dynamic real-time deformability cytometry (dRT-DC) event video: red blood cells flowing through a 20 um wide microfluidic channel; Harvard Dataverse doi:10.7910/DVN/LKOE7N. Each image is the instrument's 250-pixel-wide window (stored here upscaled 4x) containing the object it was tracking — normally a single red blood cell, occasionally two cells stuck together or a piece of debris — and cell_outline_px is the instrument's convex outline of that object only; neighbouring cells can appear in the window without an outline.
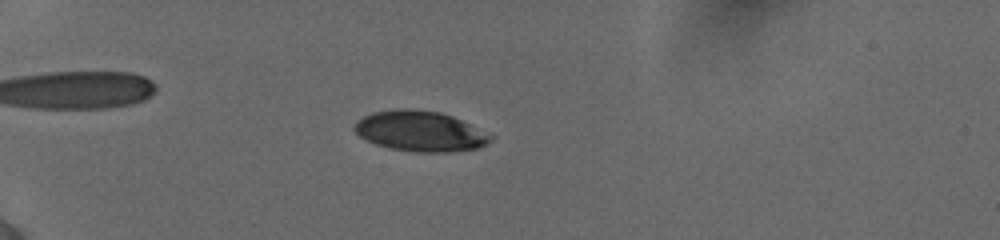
{"species": "human", "species_latin": "Homo sapiens", "temperature_condition": "cold", "stored_images_in_passage": 28, "camera_frame_rate_fps": 3000, "um_per_image_px": 0.085, "donor": {"sex": "female"}, "frame": {"image": 1, "passage_image": 16, "time_ms": 4.0, "image_size_px": [1000, 240], "cell_outline_px": [[496, 136], [488, 144], [480, 148], [448, 152], [416, 152], [388, 148], [376, 144], [360, 136], [352, 128], [364, 116], [372, 112], [400, 108], [412, 108], [440, 112], [452, 116]], "centroid_in_image_um": [35.76, 11.15], "position_along_channel_um": 49.2, "area_um2": 32.19}}
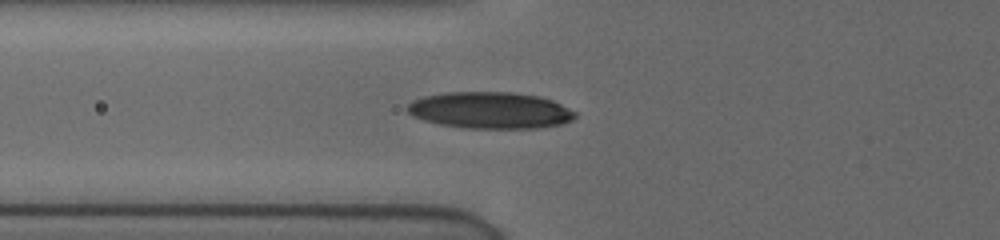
{"frame": {"image": 2, "passage_image": 24, "time_ms": 6.0, "image_size_px": [1000, 240], "cell_outline_px": [[576, 116], [572, 120], [564, 124], [540, 128], [468, 128], [440, 124], [424, 120], [412, 116], [404, 108], [412, 100], [424, 96], [448, 92], [512, 92], [540, 96], [552, 100], [576, 112]], "centroid_in_image_um": [41.67, 9.37], "position_along_channel_um": 84.1, "area_um2": 35.95}}
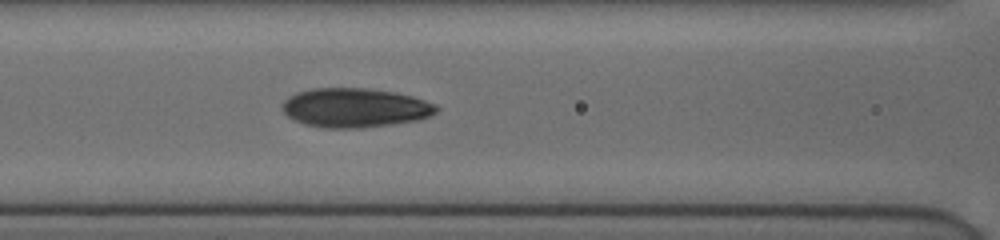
{"frame": {"image": 3, "passage_image": 28, "time_ms": 7.333, "image_size_px": [1000, 240], "cell_outline_px": [[440, 108], [436, 112], [428, 116], [416, 120], [360, 128], [324, 128], [304, 124], [288, 116], [284, 112], [284, 100], [288, 96], [296, 92], [312, 88], [368, 88], [392, 92], [412, 96], [436, 104]], "centroid_in_image_um": [30.16, 9.15], "position_along_channel_um": 136.4, "area_um2": 34.97}}